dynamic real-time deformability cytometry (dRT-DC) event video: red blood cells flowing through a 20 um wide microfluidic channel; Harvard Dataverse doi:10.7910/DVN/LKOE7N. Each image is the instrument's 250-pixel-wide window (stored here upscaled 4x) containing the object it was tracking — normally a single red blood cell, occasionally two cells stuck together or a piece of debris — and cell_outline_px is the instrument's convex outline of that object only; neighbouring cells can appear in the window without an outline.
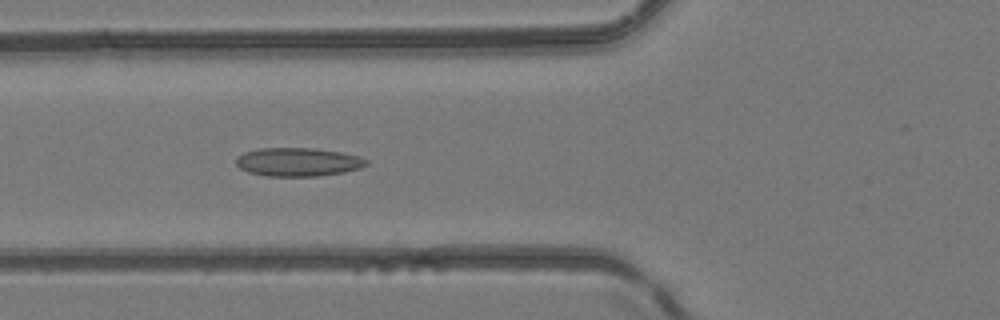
{"species": "common noctule bat (a hibernating species)", "species_latin": "Nyctalus noctula", "temperature_condition": "room temperature", "stored_images_in_passage": 39, "camera_frame_rate_fps": 3000, "um_per_image_px": 0.085, "animal": {"sex": "female", "body_mass_g": 24.6, "forearm_length_mm": 56.2}, "frame": {"image": 1, "passage_image": 12, "time_ms": 3.667, "image_size_px": [1000, 320], "cell_outline_px": [[368, 164], [360, 168], [344, 172], [316, 176], [264, 176], [248, 172], [240, 168], [236, 164], [236, 156], [244, 152], [260, 148], [316, 148], [340, 152], [360, 156], [368, 160]], "centroid_in_image_um": [25.32, 13.76], "position_along_channel_um": 100.5, "area_um2": 21.79}}
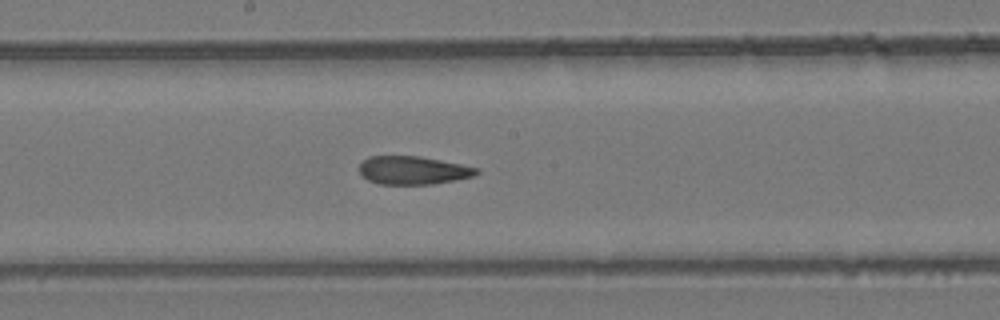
{"frame": {"image": 2, "passage_image": 20, "time_ms": 6.333, "image_size_px": [1000, 320], "cell_outline_px": [[480, 172], [472, 176], [456, 180], [432, 184], [380, 184], [368, 180], [360, 172], [360, 164], [368, 156], [420, 156], [480, 168]], "centroid_in_image_um": [35.13, 14.47], "position_along_channel_um": 213.1, "area_um2": 19.19}}
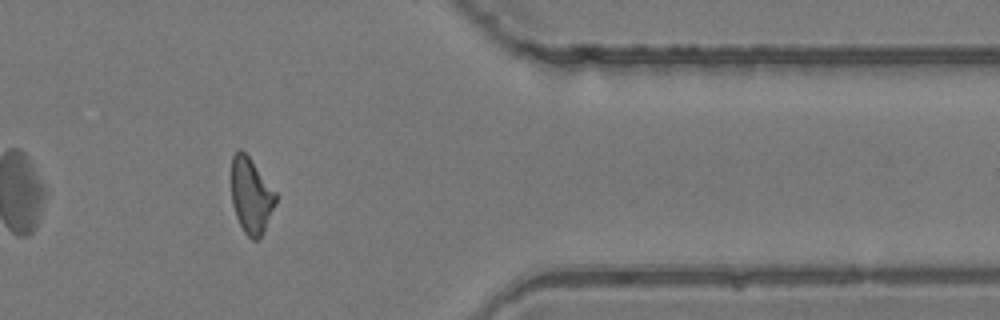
{"frame": {"image": 3, "passage_image": 34, "time_ms": 11.0, "image_size_px": [1000, 320], "cell_outline_px": [[276, 200], [264, 232], [256, 240], [252, 240], [244, 232], [236, 216], [232, 204], [232, 156], [240, 148], [248, 156], [276, 192]], "centroid_in_image_um": [21.33, 16.64], "position_along_channel_um": 390.1, "area_um2": 19.19}, "authors_computed_cell_mechanics": {"area_um2": 20.519, "velocity_mm_per_s": 4.2071, "shape_relaxation_time_tau1_ms": null, "shape_relaxation_time_tau2_ms": 3.6633, "deformation_change_tau1": null, "deformation_change_tau2": 0.1133}}